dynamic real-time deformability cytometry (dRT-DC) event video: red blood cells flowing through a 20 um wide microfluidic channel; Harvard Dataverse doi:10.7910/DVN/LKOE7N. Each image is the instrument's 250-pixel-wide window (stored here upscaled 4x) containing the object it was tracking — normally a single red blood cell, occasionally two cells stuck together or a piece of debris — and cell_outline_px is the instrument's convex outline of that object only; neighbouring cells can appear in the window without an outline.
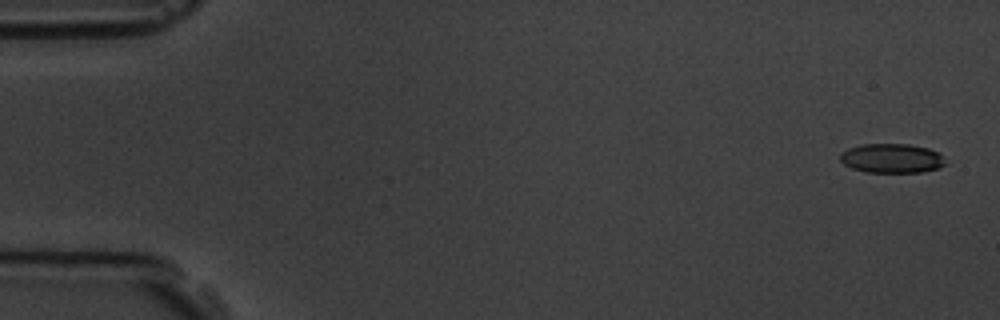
{"species": "common noctule bat (a hibernating species)", "species_latin": "Nyctalus noctula", "temperature_condition": "room temperature", "stored_images_in_passage": 6, "camera_frame_rate_fps": 3000, "um_per_image_px": 0.085, "animal": {"sex": "male", "body_mass_g": 19.5, "forearm_length_mm": 54.6}, "frame": {"image": 1, "passage_image": 1, "time_ms": 0.0, "image_size_px": [1000, 320], "cell_outline_px": [[944, 164], [940, 168], [924, 172], [868, 172], [852, 168], [844, 164], [840, 160], [840, 156], [848, 148], [860, 144], [908, 144], [928, 148], [936, 152], [940, 156]], "centroid_in_image_um": [75.77, 13.46], "position_along_channel_um": 9.2, "area_um2": 17.74}}
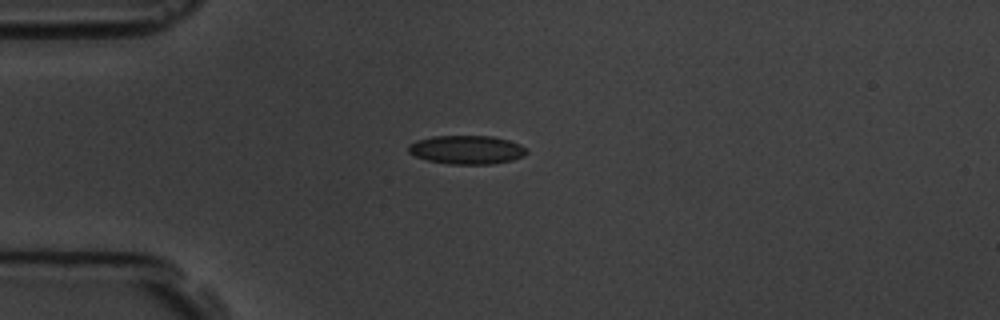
{"frame": {"image": 2, "passage_image": 4, "time_ms": 4.333, "image_size_px": [1000, 320], "cell_outline_px": [[528, 152], [524, 156], [512, 160], [492, 164], [448, 164], [428, 160], [416, 156], [408, 152], [408, 144], [416, 140], [432, 136], [492, 136], [508, 140], [520, 144], [528, 148]], "centroid_in_image_um": [39.69, 12.72], "position_along_channel_um": 45.3, "area_um2": 19.88}}
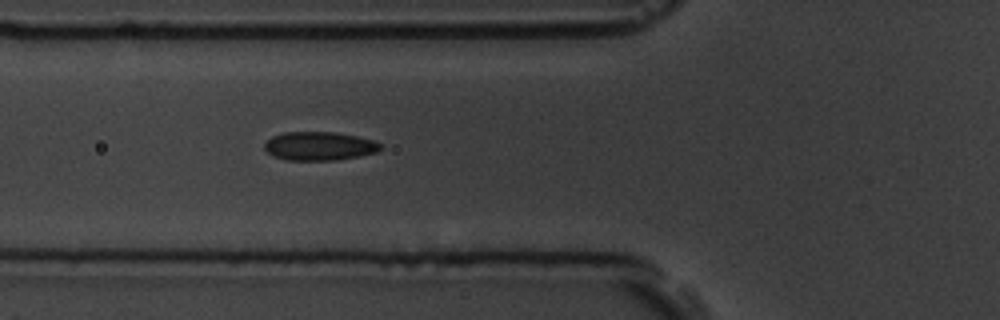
{"frame": {"image": 3, "passage_image": 6, "time_ms": 6.333, "image_size_px": [1000, 320], "cell_outline_px": [[384, 148], [376, 152], [360, 156], [336, 160], [284, 160], [268, 152], [264, 148], [264, 144], [272, 136], [284, 132], [336, 132], [356, 136], [372, 140], [380, 144]], "centroid_in_image_um": [27.15, 12.41], "position_along_channel_um": 98.6, "area_um2": 19.31}}